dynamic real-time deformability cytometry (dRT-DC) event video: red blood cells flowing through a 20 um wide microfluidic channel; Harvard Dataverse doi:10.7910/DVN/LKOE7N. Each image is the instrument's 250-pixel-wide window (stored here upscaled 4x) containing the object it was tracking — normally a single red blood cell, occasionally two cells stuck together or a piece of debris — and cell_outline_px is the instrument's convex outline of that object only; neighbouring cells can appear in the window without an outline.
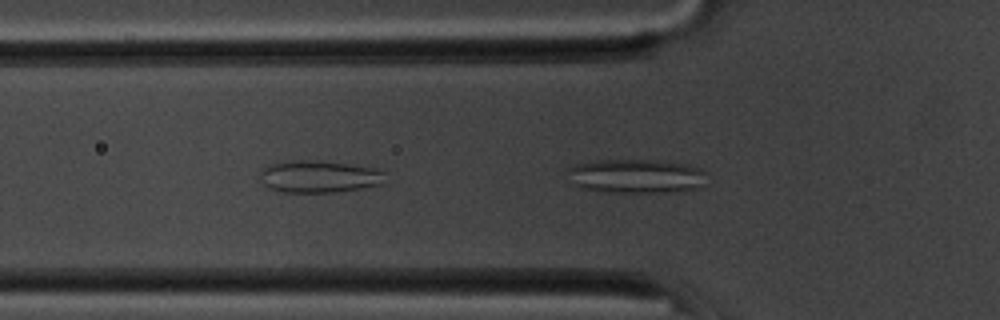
{"species": "common noctule bat (a hibernating species)", "species_latin": "Nyctalus noctula", "temperature_condition": "room temperature", "stored_images_in_passage": 40, "camera_frame_rate_fps": 3000, "um_per_image_px": 0.085, "animal": {"sex": "male", "body_mass_g": 20.1, "forearm_length_mm": 53.5}, "frame": {"image": 1, "passage_image": 3, "time_ms": 0.667, "image_size_px": [1000, 320], "cell_outline_px": [[704, 172], [700, 188], [676, 192], [604, 192], [580, 188], [572, 184], [568, 168], [576, 164], [600, 160], [660, 160], [688, 164], [700, 168]], "centroid_in_image_um": [54.06, 14.97], "position_along_channel_um": 71.7, "area_um2": 27.69}}
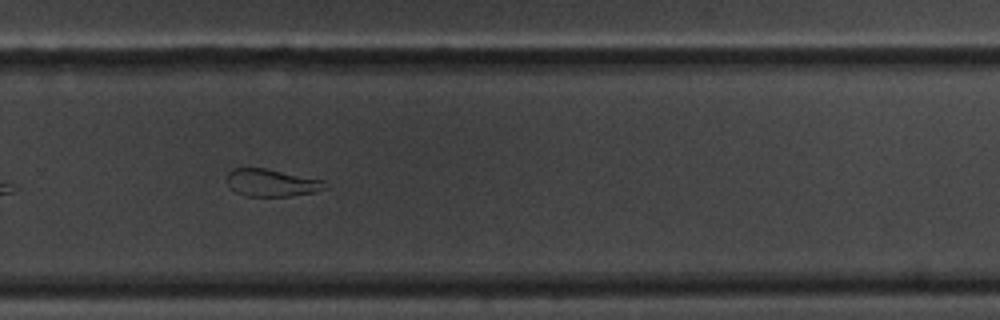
{"frame": {"image": 2, "passage_image": 22, "time_ms": 7.0, "image_size_px": [1000, 320], "cell_outline_px": [[328, 188], [312, 192], [292, 196], [244, 196], [236, 192], [228, 184], [228, 172], [232, 168], [264, 168], [324, 180]], "centroid_in_image_um": [23.09, 15.54], "position_along_channel_um": 306.7, "area_um2": 15.55}}
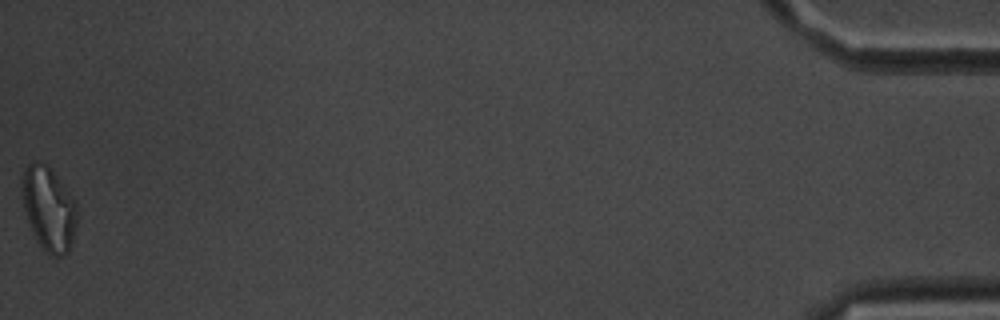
{"frame": {"image": 3, "passage_image": 40, "time_ms": 13.0, "image_size_px": [1000, 320], "cell_outline_px": [[76, 224], [72, 244], [68, 252], [64, 256], [52, 256], [44, 252], [40, 248], [28, 220], [24, 208], [20, 184], [24, 172], [28, 164], [36, 160], [40, 160], [48, 164], [76, 200]], "centroid_in_image_um": [4.15, 17.73], "position_along_channel_um": 431.1, "area_um2": 27.34}, "authors_computed_cell_mechanics": {"area_um2": 19.8832, "velocity_mm_per_s": 3.7027, "shape_relaxation_time_tau1_ms": null, "shape_relaxation_time_tau2_ms": 4.7074, "deformation_change_tau1": null, "deformation_change_tau2": 0.1365}}